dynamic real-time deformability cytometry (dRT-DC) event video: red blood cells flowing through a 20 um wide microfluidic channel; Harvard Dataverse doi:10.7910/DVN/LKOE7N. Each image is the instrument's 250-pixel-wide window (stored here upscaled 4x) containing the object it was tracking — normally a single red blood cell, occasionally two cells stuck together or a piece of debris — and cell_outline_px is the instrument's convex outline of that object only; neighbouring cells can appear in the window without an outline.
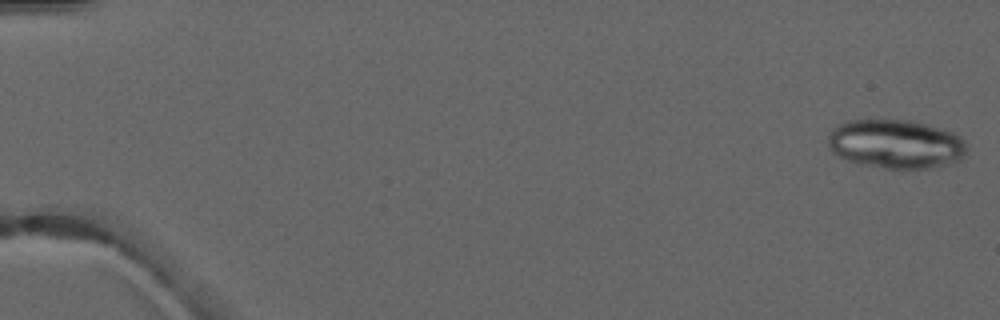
{"species": "common noctule bat (a hibernating species)", "species_latin": "Nyctalus noctula", "temperature_condition": "warm", "stored_images_in_passage": 6, "camera_frame_rate_fps": 3000, "um_per_image_px": 0.085, "animal": {"sex": "male", "forearm_length_mm": 52.5}, "frame": {"image": 1, "passage_image": 1, "time_ms": 0.0, "image_size_px": [1000, 320], "cell_outline_px": [[968, 148], [964, 156], [960, 160], [948, 164], [932, 168], [884, 168], [860, 164], [848, 160], [832, 152], [828, 148], [828, 136], [832, 128], [844, 120], [912, 120], [952, 132], [960, 136], [964, 140]], "centroid_in_image_um": [76.13, 12.24], "position_along_channel_um": 8.9, "area_um2": 39.82}}